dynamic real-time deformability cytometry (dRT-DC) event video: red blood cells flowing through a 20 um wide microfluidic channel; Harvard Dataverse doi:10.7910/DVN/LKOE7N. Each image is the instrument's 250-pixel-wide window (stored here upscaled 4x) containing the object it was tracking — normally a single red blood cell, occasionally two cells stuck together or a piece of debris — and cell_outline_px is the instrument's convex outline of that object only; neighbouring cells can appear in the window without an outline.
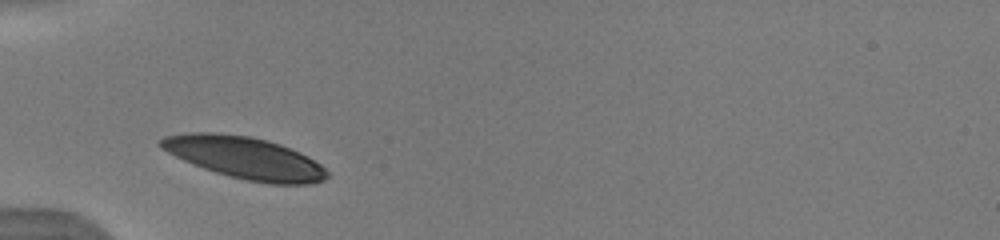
{"species": "human", "species_latin": "Homo sapiens", "temperature_condition": "warm", "stored_images_in_passage": 30, "camera_frame_rate_fps": 3000, "um_per_image_px": 0.085, "donor": {"sex": "male"}, "frame": {"image": 1, "passage_image": 1, "time_ms": 0.0, "image_size_px": [1000, 240], "cell_outline_px": [[328, 176], [324, 180], [308, 184], [268, 184], [228, 176], [204, 168], [184, 160], [160, 148], [156, 144], [156, 140], [164, 136], [188, 132], [216, 132], [248, 136], [268, 140], [280, 144], [300, 152], [308, 156], [320, 164], [328, 172]], "centroid_in_image_um": [20.78, 13.4], "position_along_channel_um": 64.2, "area_um2": 40.81}, "authors_computed_cell_mechanics": {"area_um2": 41.4137, "velocity_mm_per_s": 3.8463, "shape_relaxation_time_tau1_ms": 1.8075, "shape_relaxation_time_tau2_ms": null, "deformation_change_tau1": 0.0948, "deformation_change_tau2": null}}